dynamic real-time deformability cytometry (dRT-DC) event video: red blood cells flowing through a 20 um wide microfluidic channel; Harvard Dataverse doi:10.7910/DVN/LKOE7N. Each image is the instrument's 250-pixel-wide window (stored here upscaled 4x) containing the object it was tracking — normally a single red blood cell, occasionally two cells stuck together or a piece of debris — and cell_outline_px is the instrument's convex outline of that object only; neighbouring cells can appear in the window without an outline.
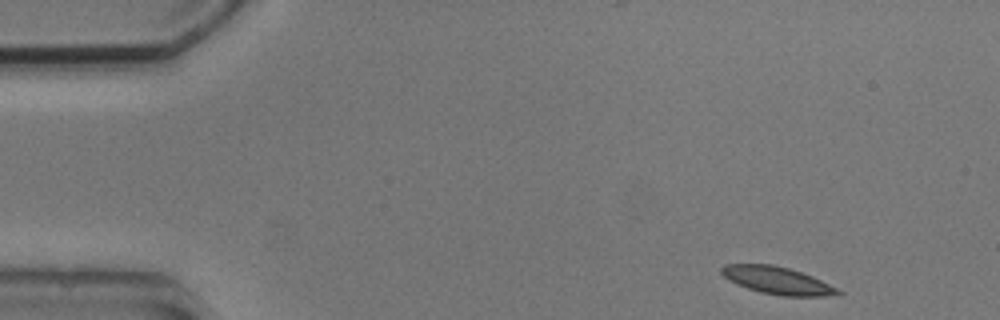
{"species": "common noctule bat (a hibernating species)", "species_latin": "Nyctalus noctula", "temperature_condition": "cold", "stored_images_in_passage": 4, "camera_frame_rate_fps": 3000, "um_per_image_px": 0.085, "animal": {"sex": "male", "body_mass_g": 20.5, "forearm_length_mm": 52.5}, "frame": {"image": 1, "passage_image": 1, "time_ms": 0.0, "image_size_px": [1000, 320], "cell_outline_px": [[844, 292], [840, 296], [780, 296], [760, 292], [736, 284], [724, 276], [720, 272], [720, 268], [724, 264], [772, 264], [788, 268], [812, 276]], "centroid_in_image_um": [66.08, 23.85], "position_along_channel_um": 18.9, "area_um2": 18.61}}
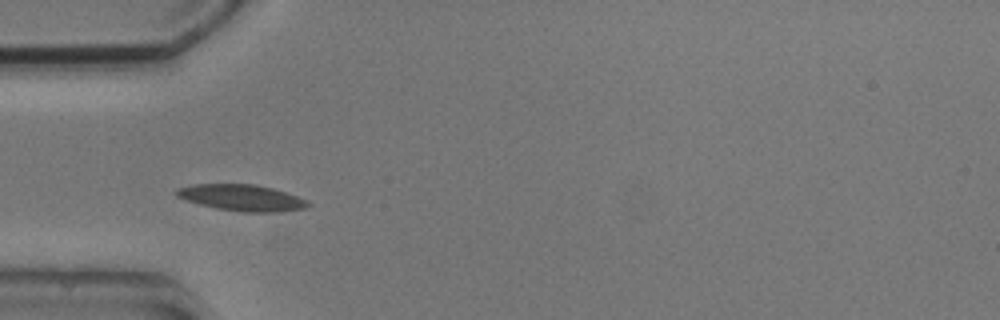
{"frame": {"image": 2, "passage_image": 4, "time_ms": 3.667, "image_size_px": [1000, 320], "cell_outline_px": [[312, 204], [308, 208], [280, 212], [240, 212], [216, 208], [200, 204], [176, 196], [176, 188], [192, 184], [256, 184], [272, 188], [296, 196]], "centroid_in_image_um": [20.56, 16.81], "position_along_channel_um": 64.4, "area_um2": 20.11}}